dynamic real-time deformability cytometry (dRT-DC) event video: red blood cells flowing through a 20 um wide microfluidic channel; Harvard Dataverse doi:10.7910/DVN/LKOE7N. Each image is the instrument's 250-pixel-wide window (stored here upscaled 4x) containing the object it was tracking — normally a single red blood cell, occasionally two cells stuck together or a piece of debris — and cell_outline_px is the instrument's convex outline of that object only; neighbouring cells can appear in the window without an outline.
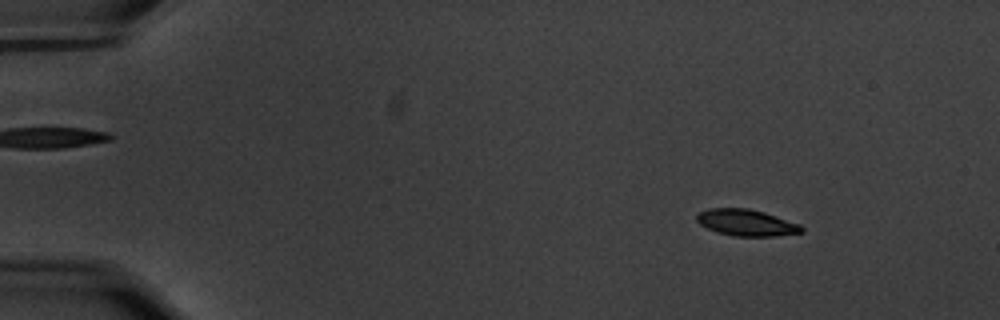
{"species": "common noctule bat (a hibernating species)", "species_latin": "Nyctalus noctula", "temperature_condition": "warm", "stored_images_in_passage": 59, "camera_frame_rate_fps": 3000, "um_per_image_px": 0.085, "animal": {"sex": "male", "body_mass_g": 20.1, "forearm_length_mm": 53.5}, "frame": {"image": 1, "passage_image": 8, "time_ms": 2.333, "image_size_px": [1000, 320], "cell_outline_px": [[804, 232], [776, 236], [732, 236], [716, 232], [700, 224], [696, 220], [696, 216], [700, 212], [708, 208], [748, 208], [764, 212], [800, 224], [804, 228]], "centroid_in_image_um": [63.45, 18.93], "position_along_channel_um": 21.6, "area_um2": 16.24}}
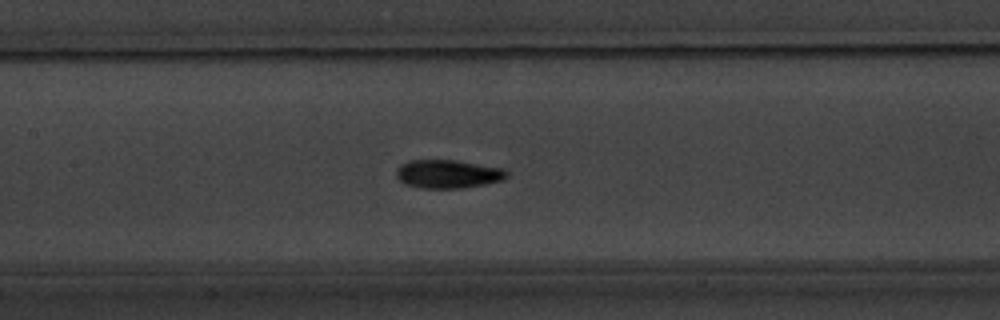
{"frame": {"image": 2, "passage_image": 29, "time_ms": 9.333, "image_size_px": [1000, 320], "cell_outline_px": [[508, 176], [504, 180], [464, 188], [420, 188], [404, 184], [396, 176], [396, 168], [400, 164], [408, 160], [456, 160], [500, 168], [508, 172]], "centroid_in_image_um": [38.03, 14.79], "position_along_channel_um": 169.4, "area_um2": 18.38}}
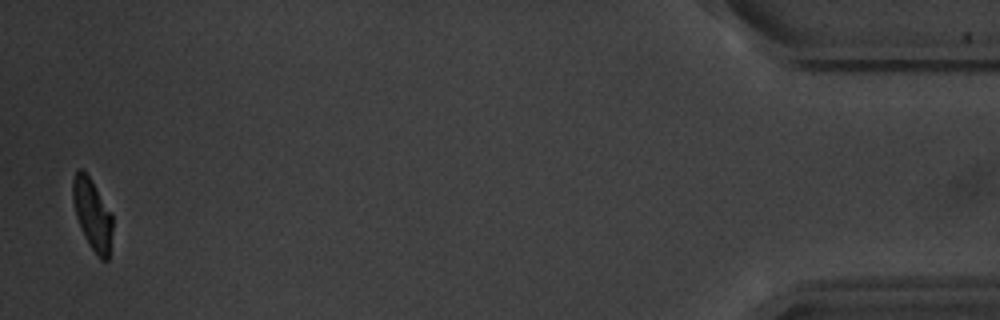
{"frame": {"image": 3, "passage_image": 58, "time_ms": 19.0, "image_size_px": [1000, 320], "cell_outline_px": [[112, 232], [108, 260], [100, 260], [84, 236], [76, 216], [72, 200], [72, 180], [76, 172], [80, 168], [88, 176], [112, 212]], "centroid_in_image_um": [7.85, 18.23], "position_along_channel_um": 427.3, "area_um2": 16.3}, "authors_computed_cell_mechanics": {"area_um2": 17.629, "velocity_mm_per_s": 3.5069, "shape_relaxation_time_tau1_ms": 2.5893, "shape_relaxation_time_tau2_ms": 1.5885, "deformation_change_tau1": 0.1342, "deformation_change_tau2": 0.0642}}